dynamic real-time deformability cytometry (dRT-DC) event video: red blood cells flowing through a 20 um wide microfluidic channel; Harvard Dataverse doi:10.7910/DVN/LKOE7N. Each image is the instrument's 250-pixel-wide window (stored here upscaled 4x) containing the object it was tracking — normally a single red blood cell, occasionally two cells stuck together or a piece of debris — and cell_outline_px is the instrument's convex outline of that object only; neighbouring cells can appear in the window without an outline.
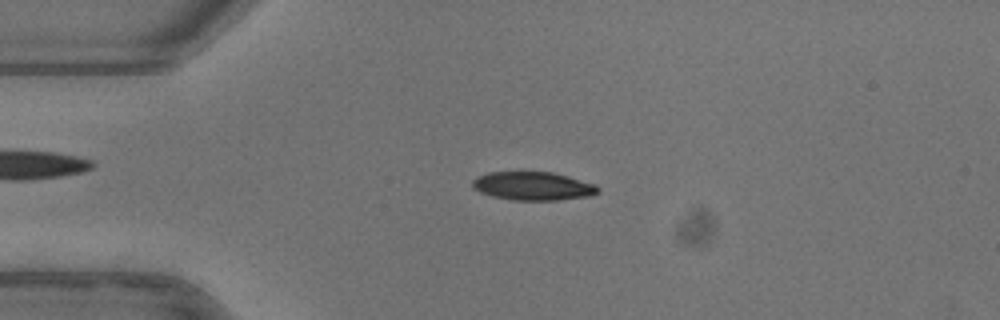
{"species": "common noctule bat (a hibernating species)", "species_latin": "Nyctalus noctula", "temperature_condition": "warm", "stored_images_in_passage": 52, "camera_frame_rate_fps": 3000, "um_per_image_px": 0.085, "animal": {"sex": "female"}, "frame": {"image": 1, "passage_image": 12, "time_ms": 3.667, "image_size_px": [1000, 320], "cell_outline_px": [[600, 192], [592, 196], [556, 200], [512, 200], [492, 196], [480, 192], [472, 188], [472, 180], [488, 172], [552, 172], [568, 176], [596, 184], [600, 188]], "centroid_in_image_um": [45.34, 15.82], "position_along_channel_um": 39.7, "area_um2": 20.92}}
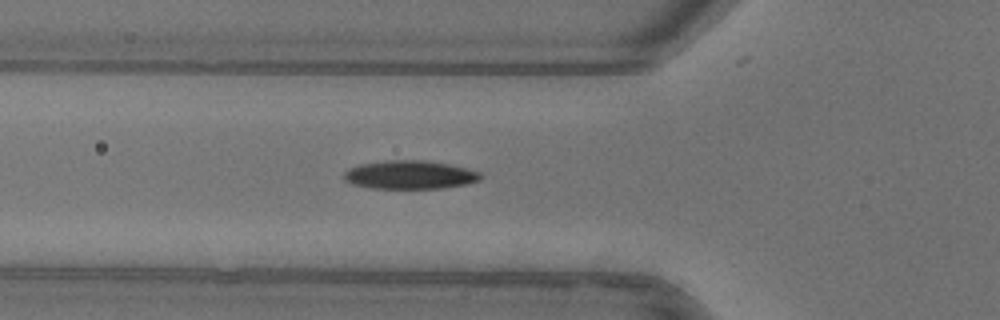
{"frame": {"image": 2, "passage_image": 18, "time_ms": 5.667, "image_size_px": [1000, 320], "cell_outline_px": [[484, 176], [480, 180], [468, 184], [440, 188], [372, 188], [352, 184], [344, 180], [344, 172], [348, 168], [360, 164], [388, 160], [420, 160], [448, 164], [468, 168], [480, 172]], "centroid_in_image_um": [34.85, 14.86], "position_along_channel_um": 90.9, "area_um2": 22.72}}
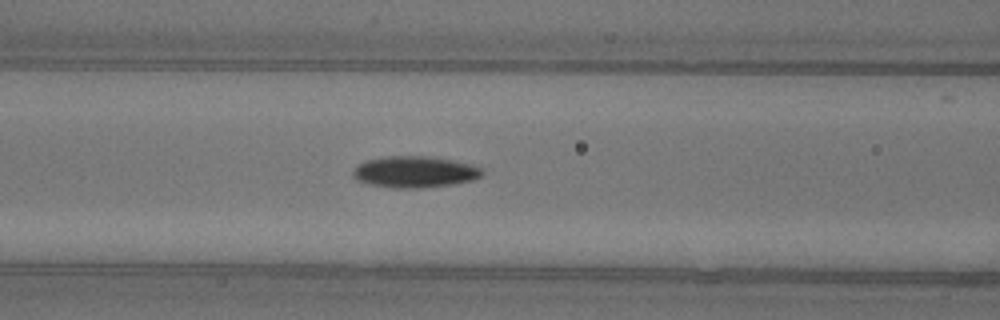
{"frame": {"image": 3, "passage_image": 21, "time_ms": 6.667, "image_size_px": [1000, 320], "cell_outline_px": [[484, 172], [480, 176], [472, 180], [452, 184], [420, 188], [396, 188], [372, 184], [356, 180], [352, 176], [352, 172], [356, 164], [368, 160], [388, 156], [428, 156], [480, 164], [484, 168]], "centroid_in_image_um": [35.31, 14.59], "position_along_channel_um": 131.3, "area_um2": 23.93}, "authors_computed_cell_mechanics": {"area_um2": 21.5594, "velocity_mm_per_s": 3.9751, "shape_relaxation_time_tau1_ms": 3.2275, "shape_relaxation_time_tau2_ms": null, "deformation_change_tau1": 0.1509, "deformation_change_tau2": null}}